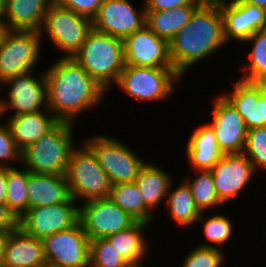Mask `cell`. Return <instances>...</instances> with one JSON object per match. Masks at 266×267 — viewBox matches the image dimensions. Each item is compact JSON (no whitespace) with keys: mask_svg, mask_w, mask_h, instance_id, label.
Segmentation results:
<instances>
[{"mask_svg":"<svg viewBox=\"0 0 266 267\" xmlns=\"http://www.w3.org/2000/svg\"><path fill=\"white\" fill-rule=\"evenodd\" d=\"M132 0H104L92 19L93 29L124 40L145 26L144 3L134 6Z\"/></svg>","mask_w":266,"mask_h":267,"instance_id":"9a60e30c","label":"cell"},{"mask_svg":"<svg viewBox=\"0 0 266 267\" xmlns=\"http://www.w3.org/2000/svg\"><path fill=\"white\" fill-rule=\"evenodd\" d=\"M184 79L173 67H144L124 65L114 85L136 103L167 101L176 95ZM150 101V102H149Z\"/></svg>","mask_w":266,"mask_h":267,"instance_id":"5b68a950","label":"cell"},{"mask_svg":"<svg viewBox=\"0 0 266 267\" xmlns=\"http://www.w3.org/2000/svg\"><path fill=\"white\" fill-rule=\"evenodd\" d=\"M227 44L219 3H202L189 22L169 41L173 68L184 78L193 66L202 64L213 53L216 55Z\"/></svg>","mask_w":266,"mask_h":267,"instance_id":"7a4b0ae2","label":"cell"},{"mask_svg":"<svg viewBox=\"0 0 266 267\" xmlns=\"http://www.w3.org/2000/svg\"><path fill=\"white\" fill-rule=\"evenodd\" d=\"M236 79L233 89L221 94L242 116L247 130L266 126V83Z\"/></svg>","mask_w":266,"mask_h":267,"instance_id":"ac0fdd59","label":"cell"},{"mask_svg":"<svg viewBox=\"0 0 266 267\" xmlns=\"http://www.w3.org/2000/svg\"><path fill=\"white\" fill-rule=\"evenodd\" d=\"M11 231L0 230V267L2 264L3 249L6 242V239Z\"/></svg>","mask_w":266,"mask_h":267,"instance_id":"7bdbcfd3","label":"cell"},{"mask_svg":"<svg viewBox=\"0 0 266 267\" xmlns=\"http://www.w3.org/2000/svg\"><path fill=\"white\" fill-rule=\"evenodd\" d=\"M126 263L107 238L90 241L89 267H123Z\"/></svg>","mask_w":266,"mask_h":267,"instance_id":"836d02e7","label":"cell"},{"mask_svg":"<svg viewBox=\"0 0 266 267\" xmlns=\"http://www.w3.org/2000/svg\"><path fill=\"white\" fill-rule=\"evenodd\" d=\"M63 8L93 19L104 0H54Z\"/></svg>","mask_w":266,"mask_h":267,"instance_id":"74e56055","label":"cell"},{"mask_svg":"<svg viewBox=\"0 0 266 267\" xmlns=\"http://www.w3.org/2000/svg\"><path fill=\"white\" fill-rule=\"evenodd\" d=\"M203 3H219V2H225L228 0H201Z\"/></svg>","mask_w":266,"mask_h":267,"instance_id":"7dc6e473","label":"cell"},{"mask_svg":"<svg viewBox=\"0 0 266 267\" xmlns=\"http://www.w3.org/2000/svg\"><path fill=\"white\" fill-rule=\"evenodd\" d=\"M6 180H7V168H0V203H5Z\"/></svg>","mask_w":266,"mask_h":267,"instance_id":"b9f144b4","label":"cell"},{"mask_svg":"<svg viewBox=\"0 0 266 267\" xmlns=\"http://www.w3.org/2000/svg\"><path fill=\"white\" fill-rule=\"evenodd\" d=\"M18 228V219L9 210L6 203H0V230L14 231Z\"/></svg>","mask_w":266,"mask_h":267,"instance_id":"60d3db41","label":"cell"},{"mask_svg":"<svg viewBox=\"0 0 266 267\" xmlns=\"http://www.w3.org/2000/svg\"><path fill=\"white\" fill-rule=\"evenodd\" d=\"M28 170L23 166L7 168L5 203L19 219L28 209Z\"/></svg>","mask_w":266,"mask_h":267,"instance_id":"d6a6232c","label":"cell"},{"mask_svg":"<svg viewBox=\"0 0 266 267\" xmlns=\"http://www.w3.org/2000/svg\"><path fill=\"white\" fill-rule=\"evenodd\" d=\"M146 11L172 10L179 6L201 5V0H143Z\"/></svg>","mask_w":266,"mask_h":267,"instance_id":"ab89813d","label":"cell"},{"mask_svg":"<svg viewBox=\"0 0 266 267\" xmlns=\"http://www.w3.org/2000/svg\"><path fill=\"white\" fill-rule=\"evenodd\" d=\"M180 181L178 185L174 184L175 180L171 183L164 210L177 227L184 230V228L190 229L196 225L201 212L194 202L189 186L183 179Z\"/></svg>","mask_w":266,"mask_h":267,"instance_id":"484cf974","label":"cell"},{"mask_svg":"<svg viewBox=\"0 0 266 267\" xmlns=\"http://www.w3.org/2000/svg\"><path fill=\"white\" fill-rule=\"evenodd\" d=\"M243 153L252 163L257 174L266 172V126L247 130Z\"/></svg>","mask_w":266,"mask_h":267,"instance_id":"e575fe53","label":"cell"},{"mask_svg":"<svg viewBox=\"0 0 266 267\" xmlns=\"http://www.w3.org/2000/svg\"><path fill=\"white\" fill-rule=\"evenodd\" d=\"M184 146V155L192 170H211L222 158L217 146L214 129L208 122L202 123L190 132Z\"/></svg>","mask_w":266,"mask_h":267,"instance_id":"ffe728a7","label":"cell"},{"mask_svg":"<svg viewBox=\"0 0 266 267\" xmlns=\"http://www.w3.org/2000/svg\"><path fill=\"white\" fill-rule=\"evenodd\" d=\"M199 6L185 5L172 10L146 11L145 25L158 37L169 42L189 22Z\"/></svg>","mask_w":266,"mask_h":267,"instance_id":"4316f807","label":"cell"},{"mask_svg":"<svg viewBox=\"0 0 266 267\" xmlns=\"http://www.w3.org/2000/svg\"><path fill=\"white\" fill-rule=\"evenodd\" d=\"M79 204L68 202L28 209L19 219L18 227L27 235L42 240L67 230L78 222Z\"/></svg>","mask_w":266,"mask_h":267,"instance_id":"4fadbf2b","label":"cell"},{"mask_svg":"<svg viewBox=\"0 0 266 267\" xmlns=\"http://www.w3.org/2000/svg\"><path fill=\"white\" fill-rule=\"evenodd\" d=\"M20 162L21 151L12 137L9 126L0 119V168L16 167Z\"/></svg>","mask_w":266,"mask_h":267,"instance_id":"8d00e7d4","label":"cell"},{"mask_svg":"<svg viewBox=\"0 0 266 267\" xmlns=\"http://www.w3.org/2000/svg\"><path fill=\"white\" fill-rule=\"evenodd\" d=\"M93 29L92 20L63 8L55 1L44 15L39 30L42 43L45 37L61 52L63 58L73 57ZM46 35V36H45ZM44 38V39H43Z\"/></svg>","mask_w":266,"mask_h":267,"instance_id":"ba28073f","label":"cell"},{"mask_svg":"<svg viewBox=\"0 0 266 267\" xmlns=\"http://www.w3.org/2000/svg\"><path fill=\"white\" fill-rule=\"evenodd\" d=\"M54 0H5L6 30L39 31Z\"/></svg>","mask_w":266,"mask_h":267,"instance_id":"cb8c5ba5","label":"cell"},{"mask_svg":"<svg viewBox=\"0 0 266 267\" xmlns=\"http://www.w3.org/2000/svg\"><path fill=\"white\" fill-rule=\"evenodd\" d=\"M4 121L20 151L39 140L60 122L48 108L35 113L9 116Z\"/></svg>","mask_w":266,"mask_h":267,"instance_id":"44dd1931","label":"cell"},{"mask_svg":"<svg viewBox=\"0 0 266 267\" xmlns=\"http://www.w3.org/2000/svg\"><path fill=\"white\" fill-rule=\"evenodd\" d=\"M223 17L224 38L228 45L243 43L253 34L246 27L245 5L238 0L219 2Z\"/></svg>","mask_w":266,"mask_h":267,"instance_id":"1f68e13d","label":"cell"},{"mask_svg":"<svg viewBox=\"0 0 266 267\" xmlns=\"http://www.w3.org/2000/svg\"><path fill=\"white\" fill-rule=\"evenodd\" d=\"M245 42L247 46L251 44V50L245 56L249 61H244L245 64L241 66V72H244L239 78L249 82L266 83V28L255 32L243 45H246Z\"/></svg>","mask_w":266,"mask_h":267,"instance_id":"4dcf8cb0","label":"cell"},{"mask_svg":"<svg viewBox=\"0 0 266 267\" xmlns=\"http://www.w3.org/2000/svg\"><path fill=\"white\" fill-rule=\"evenodd\" d=\"M46 263L40 239L25 234L19 227L6 239L1 267H40Z\"/></svg>","mask_w":266,"mask_h":267,"instance_id":"d6986e66","label":"cell"},{"mask_svg":"<svg viewBox=\"0 0 266 267\" xmlns=\"http://www.w3.org/2000/svg\"><path fill=\"white\" fill-rule=\"evenodd\" d=\"M40 267H61V266H57V265H54V264H50V263H45V264H43L42 266H40Z\"/></svg>","mask_w":266,"mask_h":267,"instance_id":"c3c4849f","label":"cell"},{"mask_svg":"<svg viewBox=\"0 0 266 267\" xmlns=\"http://www.w3.org/2000/svg\"><path fill=\"white\" fill-rule=\"evenodd\" d=\"M41 241L47 263L61 267H89L90 240L79 221Z\"/></svg>","mask_w":266,"mask_h":267,"instance_id":"5bb4252c","label":"cell"},{"mask_svg":"<svg viewBox=\"0 0 266 267\" xmlns=\"http://www.w3.org/2000/svg\"><path fill=\"white\" fill-rule=\"evenodd\" d=\"M109 198L136 221L154 225L158 217L144 204L135 182L112 185Z\"/></svg>","mask_w":266,"mask_h":267,"instance_id":"83f0119b","label":"cell"},{"mask_svg":"<svg viewBox=\"0 0 266 267\" xmlns=\"http://www.w3.org/2000/svg\"><path fill=\"white\" fill-rule=\"evenodd\" d=\"M42 48L39 31L5 30L0 38V83L38 69Z\"/></svg>","mask_w":266,"mask_h":267,"instance_id":"9c48e42d","label":"cell"},{"mask_svg":"<svg viewBox=\"0 0 266 267\" xmlns=\"http://www.w3.org/2000/svg\"><path fill=\"white\" fill-rule=\"evenodd\" d=\"M88 239L107 238L132 226L136 220L109 197L79 204V217Z\"/></svg>","mask_w":266,"mask_h":267,"instance_id":"8fae6325","label":"cell"},{"mask_svg":"<svg viewBox=\"0 0 266 267\" xmlns=\"http://www.w3.org/2000/svg\"><path fill=\"white\" fill-rule=\"evenodd\" d=\"M245 5L246 27L254 34L258 30L266 28V9L253 4L243 3Z\"/></svg>","mask_w":266,"mask_h":267,"instance_id":"f35d334b","label":"cell"},{"mask_svg":"<svg viewBox=\"0 0 266 267\" xmlns=\"http://www.w3.org/2000/svg\"><path fill=\"white\" fill-rule=\"evenodd\" d=\"M72 58L109 95L125 65L123 40L92 29Z\"/></svg>","mask_w":266,"mask_h":267,"instance_id":"3957f363","label":"cell"},{"mask_svg":"<svg viewBox=\"0 0 266 267\" xmlns=\"http://www.w3.org/2000/svg\"><path fill=\"white\" fill-rule=\"evenodd\" d=\"M124 63L131 66L173 67L169 42L146 25L123 40Z\"/></svg>","mask_w":266,"mask_h":267,"instance_id":"e0dca14e","label":"cell"},{"mask_svg":"<svg viewBox=\"0 0 266 267\" xmlns=\"http://www.w3.org/2000/svg\"><path fill=\"white\" fill-rule=\"evenodd\" d=\"M36 71L10 77L0 83V92L7 88V95L0 98L1 120L6 118L5 115L8 117L9 111L12 112L9 116H16L48 108L45 73L44 70L40 73Z\"/></svg>","mask_w":266,"mask_h":267,"instance_id":"30bf717a","label":"cell"},{"mask_svg":"<svg viewBox=\"0 0 266 267\" xmlns=\"http://www.w3.org/2000/svg\"><path fill=\"white\" fill-rule=\"evenodd\" d=\"M55 61L44 69L48 109L60 122L76 125L86 111L104 104L108 92L72 57Z\"/></svg>","mask_w":266,"mask_h":267,"instance_id":"6da1fadb","label":"cell"},{"mask_svg":"<svg viewBox=\"0 0 266 267\" xmlns=\"http://www.w3.org/2000/svg\"><path fill=\"white\" fill-rule=\"evenodd\" d=\"M90 136L82 140L94 152L111 185L135 182L139 170L147 160L116 137L100 133Z\"/></svg>","mask_w":266,"mask_h":267,"instance_id":"52a82bcc","label":"cell"},{"mask_svg":"<svg viewBox=\"0 0 266 267\" xmlns=\"http://www.w3.org/2000/svg\"><path fill=\"white\" fill-rule=\"evenodd\" d=\"M210 171L216 194L226 207L232 205L234 199H240V194L250 188L258 175L244 153L223 154Z\"/></svg>","mask_w":266,"mask_h":267,"instance_id":"7c38bea8","label":"cell"},{"mask_svg":"<svg viewBox=\"0 0 266 267\" xmlns=\"http://www.w3.org/2000/svg\"><path fill=\"white\" fill-rule=\"evenodd\" d=\"M6 29H0V38H1V36H2V34H3V32L5 31Z\"/></svg>","mask_w":266,"mask_h":267,"instance_id":"681fc988","label":"cell"},{"mask_svg":"<svg viewBox=\"0 0 266 267\" xmlns=\"http://www.w3.org/2000/svg\"><path fill=\"white\" fill-rule=\"evenodd\" d=\"M221 211L222 210H218V212H215L216 214L213 215L209 212L201 213L195 226L199 227L201 225L204 241L203 243L200 241L197 245L224 250L222 248H225L224 246L227 245L226 243L231 242L230 240L233 239V233L235 234L236 232L234 229L235 225H233L235 223L232 221L233 218L222 214Z\"/></svg>","mask_w":266,"mask_h":267,"instance_id":"f1b7e54d","label":"cell"},{"mask_svg":"<svg viewBox=\"0 0 266 267\" xmlns=\"http://www.w3.org/2000/svg\"><path fill=\"white\" fill-rule=\"evenodd\" d=\"M214 97L212 118L207 122L214 129L219 150L223 154L243 153L247 128L242 116L222 94Z\"/></svg>","mask_w":266,"mask_h":267,"instance_id":"2e32d148","label":"cell"},{"mask_svg":"<svg viewBox=\"0 0 266 267\" xmlns=\"http://www.w3.org/2000/svg\"><path fill=\"white\" fill-rule=\"evenodd\" d=\"M76 128L75 124L59 122L21 151V166L31 173L65 175L71 151L78 144L74 137Z\"/></svg>","mask_w":266,"mask_h":267,"instance_id":"277c9868","label":"cell"},{"mask_svg":"<svg viewBox=\"0 0 266 267\" xmlns=\"http://www.w3.org/2000/svg\"><path fill=\"white\" fill-rule=\"evenodd\" d=\"M80 144L71 151L65 171L71 197L78 204L109 197L112 185L106 172L94 152L83 141Z\"/></svg>","mask_w":266,"mask_h":267,"instance_id":"8992f818","label":"cell"},{"mask_svg":"<svg viewBox=\"0 0 266 267\" xmlns=\"http://www.w3.org/2000/svg\"><path fill=\"white\" fill-rule=\"evenodd\" d=\"M145 260H141L138 262H127L123 267H148L144 263Z\"/></svg>","mask_w":266,"mask_h":267,"instance_id":"bcb514c9","label":"cell"},{"mask_svg":"<svg viewBox=\"0 0 266 267\" xmlns=\"http://www.w3.org/2000/svg\"><path fill=\"white\" fill-rule=\"evenodd\" d=\"M194 176L187 174L182 179L189 186L192 197L201 213L215 212L225 206L216 194L214 179L210 170H195ZM221 207V208H220Z\"/></svg>","mask_w":266,"mask_h":267,"instance_id":"f546056e","label":"cell"},{"mask_svg":"<svg viewBox=\"0 0 266 267\" xmlns=\"http://www.w3.org/2000/svg\"><path fill=\"white\" fill-rule=\"evenodd\" d=\"M149 161H146L139 170L135 183L139 188L144 204L155 214L161 210L160 206L163 203L165 205L164 201H166L170 185L174 179L169 173L170 171L164 170L163 166L160 168L152 160Z\"/></svg>","mask_w":266,"mask_h":267,"instance_id":"603a6c76","label":"cell"},{"mask_svg":"<svg viewBox=\"0 0 266 267\" xmlns=\"http://www.w3.org/2000/svg\"><path fill=\"white\" fill-rule=\"evenodd\" d=\"M150 227H152L151 224L136 221L129 228L114 233L107 239L127 262L147 260L151 257L149 253L152 252L149 251L152 248L146 234Z\"/></svg>","mask_w":266,"mask_h":267,"instance_id":"d4e9b609","label":"cell"},{"mask_svg":"<svg viewBox=\"0 0 266 267\" xmlns=\"http://www.w3.org/2000/svg\"><path fill=\"white\" fill-rule=\"evenodd\" d=\"M29 209L68 202L72 197L65 175L28 171Z\"/></svg>","mask_w":266,"mask_h":267,"instance_id":"7402d4cb","label":"cell"},{"mask_svg":"<svg viewBox=\"0 0 266 267\" xmlns=\"http://www.w3.org/2000/svg\"><path fill=\"white\" fill-rule=\"evenodd\" d=\"M0 29H6L5 0H0Z\"/></svg>","mask_w":266,"mask_h":267,"instance_id":"ee69618b","label":"cell"},{"mask_svg":"<svg viewBox=\"0 0 266 267\" xmlns=\"http://www.w3.org/2000/svg\"><path fill=\"white\" fill-rule=\"evenodd\" d=\"M181 260V267H223L226 264V252L212 247L192 246Z\"/></svg>","mask_w":266,"mask_h":267,"instance_id":"d590c367","label":"cell"},{"mask_svg":"<svg viewBox=\"0 0 266 267\" xmlns=\"http://www.w3.org/2000/svg\"><path fill=\"white\" fill-rule=\"evenodd\" d=\"M238 1L242 3L253 4L263 9H266V0H238Z\"/></svg>","mask_w":266,"mask_h":267,"instance_id":"f6af8a7d","label":"cell"}]
</instances>
